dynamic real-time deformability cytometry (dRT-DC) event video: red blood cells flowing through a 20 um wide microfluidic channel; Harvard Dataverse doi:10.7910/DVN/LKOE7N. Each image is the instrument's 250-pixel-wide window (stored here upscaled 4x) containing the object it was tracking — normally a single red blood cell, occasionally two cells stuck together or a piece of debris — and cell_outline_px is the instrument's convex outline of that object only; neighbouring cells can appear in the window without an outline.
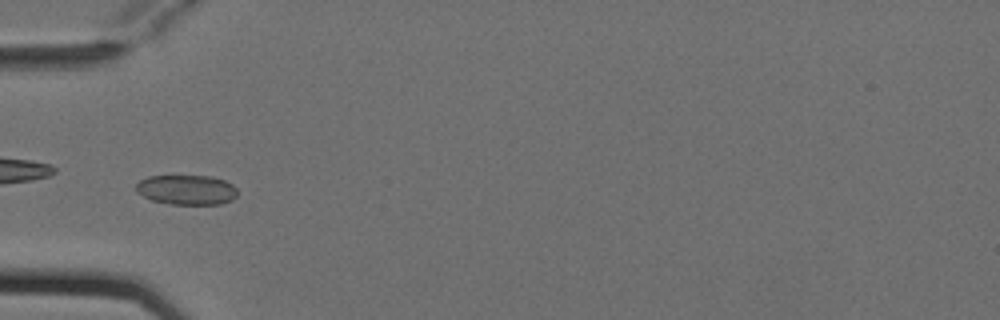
{"species": "Egyptian fruit bat (a non-hibernating species)", "species_latin": "Rousettus aegyptiacus", "temperature_condition": "cold", "stored_images_in_passage": 6, "camera_frame_rate_fps": 3000, "um_per_image_px": 0.085, "animal": {"sex": "female"}, "frame": {"image": 1, "passage_image": 4, "time_ms": 1.0, "image_size_px": [1000, 320], "cell_outline_px": [[236, 196], [232, 200], [220, 204], [172, 204], [152, 200], [136, 192], [136, 184], [140, 180], [148, 176], [212, 176], [224, 180], [232, 184], [236, 188]], "centroid_in_image_um": [15.86, 16.13], "position_along_channel_um": 69.1, "area_um2": 17.57}}
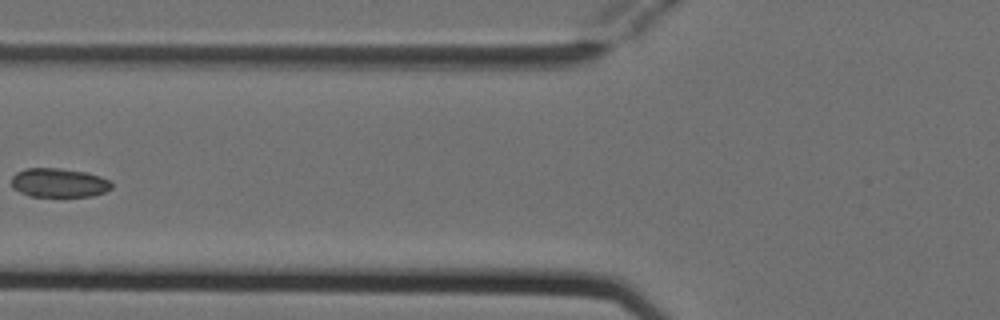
{"frame": {"image": 2, "passage_image": 5, "time_ms": 1.333, "image_size_px": [1000, 320], "cell_outline_px": [[112, 188], [104, 192], [92, 196], [28, 196], [12, 188], [12, 176], [16, 172], [28, 168], [60, 168], [88, 172], [100, 176], [108, 180], [112, 184]], "centroid_in_image_um": [5.0, 15.53], "position_along_channel_um": 120.8, "area_um2": 16.99}}
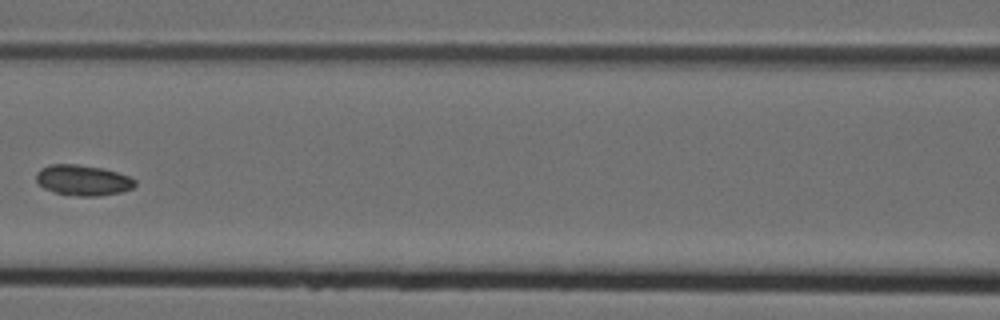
{"frame": {"image": 3, "passage_image": 6, "time_ms": 1.667, "image_size_px": [1000, 320], "cell_outline_px": [[136, 184], [132, 188], [120, 192], [96, 196], [80, 196], [56, 192], [44, 188], [36, 180], [36, 172], [40, 168], [52, 164], [76, 164], [100, 168], [116, 172], [128, 176], [136, 180]], "centroid_in_image_um": [7.03, 15.31], "position_along_channel_um": 159.6, "area_um2": 17.34}}